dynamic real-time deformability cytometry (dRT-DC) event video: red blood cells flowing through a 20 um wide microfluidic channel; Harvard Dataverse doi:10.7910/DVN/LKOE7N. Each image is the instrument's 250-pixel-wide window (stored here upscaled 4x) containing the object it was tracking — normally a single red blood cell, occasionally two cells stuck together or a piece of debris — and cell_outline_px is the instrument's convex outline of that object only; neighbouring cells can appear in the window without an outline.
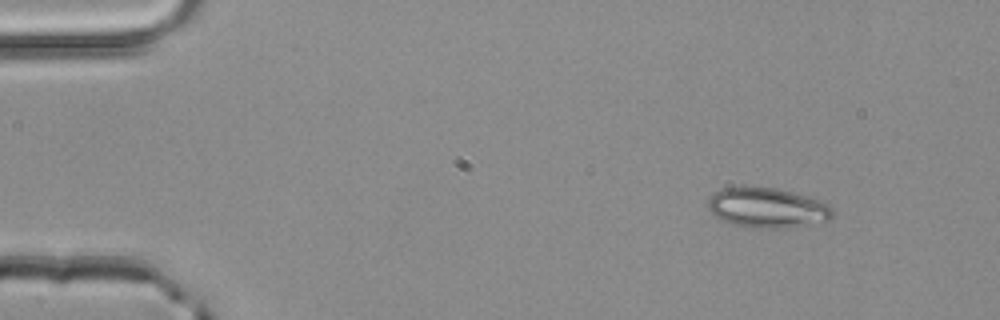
{"species": "common noctule bat (a hibernating species)", "species_latin": "Nyctalus noctula", "temperature_condition": "room temperature", "stored_images_in_passage": 3, "camera_frame_rate_fps": 3000, "um_per_image_px": 0.085, "animal": {"sex": "male", "body_mass_g": 20.4}, "frame": {"image": 1, "passage_image": 1, "time_ms": 0.0, "image_size_px": [1000, 320], "cell_outline_px": [[832, 216], [828, 220], [788, 228], [756, 228], [732, 224], [720, 220], [712, 216], [708, 208], [708, 200], [720, 188], [776, 188], [792, 192], [828, 204], [832, 208]], "centroid_in_image_um": [65.17, 17.69], "position_along_channel_um": 19.8, "area_um2": 28.61}}